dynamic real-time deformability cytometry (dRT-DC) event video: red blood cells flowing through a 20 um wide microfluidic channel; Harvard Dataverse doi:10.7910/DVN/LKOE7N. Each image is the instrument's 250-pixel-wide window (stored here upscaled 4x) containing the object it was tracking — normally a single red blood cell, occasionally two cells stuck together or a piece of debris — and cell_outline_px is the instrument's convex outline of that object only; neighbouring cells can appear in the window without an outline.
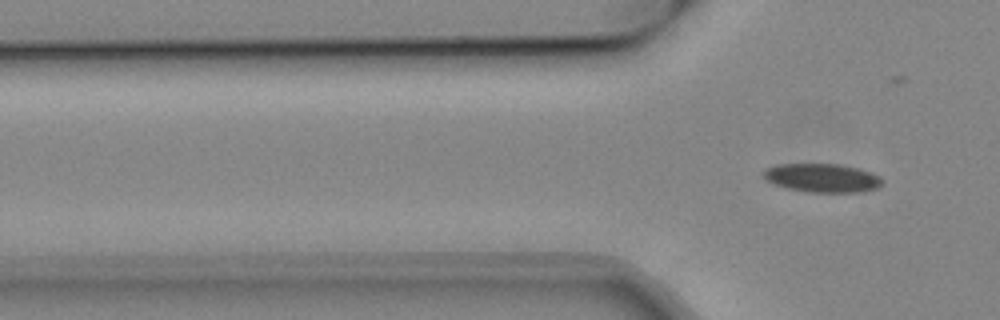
{"species": "common noctule bat (a hibernating species)", "species_latin": "Nyctalus noctula", "temperature_condition": "cold", "stored_images_in_passage": 2, "camera_frame_rate_fps": 3000, "um_per_image_px": 0.085, "animal": {"sex": "male", "body_mass_g": 19.2, "forearm_length_mm": 51.8}, "frame": {"image": 1, "passage_image": 2, "time_ms": 0.333, "image_size_px": [1000, 320], "cell_outline_px": [[884, 180], [876, 188], [864, 192], [808, 192], [788, 188], [772, 184], [764, 180], [760, 172], [764, 168], [776, 164], [840, 164], [860, 168], [872, 172], [880, 176]], "centroid_in_image_um": [69.84, 15.11], "position_along_channel_um": 56.0, "area_um2": 20.29}}